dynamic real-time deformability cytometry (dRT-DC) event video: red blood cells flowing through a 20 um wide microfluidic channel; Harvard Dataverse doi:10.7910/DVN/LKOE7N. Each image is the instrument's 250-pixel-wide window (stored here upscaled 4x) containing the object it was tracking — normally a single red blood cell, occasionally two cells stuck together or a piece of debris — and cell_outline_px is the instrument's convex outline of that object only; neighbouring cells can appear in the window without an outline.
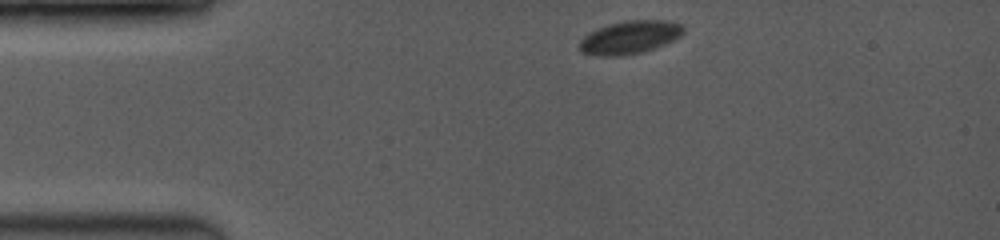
{"species": "common noctule bat (a hibernating species)", "species_latin": "Nyctalus noctula", "temperature_condition": "room temperature", "stored_images_in_passage": 12, "camera_frame_rate_fps": 3500, "um_per_image_px": 0.085, "animal": {"sex": "female", "body_mass_g": 19.0, "forearm_length_mm": 53.3}, "frame": {"image": 1, "passage_image": 1, "time_ms": 0.0, "image_size_px": [1000, 240], "cell_outline_px": [[684, 32], [676, 40], [656, 48], [640, 52], [616, 56], [600, 56], [580, 52], [580, 40], [584, 36], [600, 28], [612, 24], [632, 20], [660, 20], [680, 24], [684, 28]], "centroid_in_image_um": [53.57, 3.19], "position_along_channel_um": 31.4, "area_um2": 19.65}}
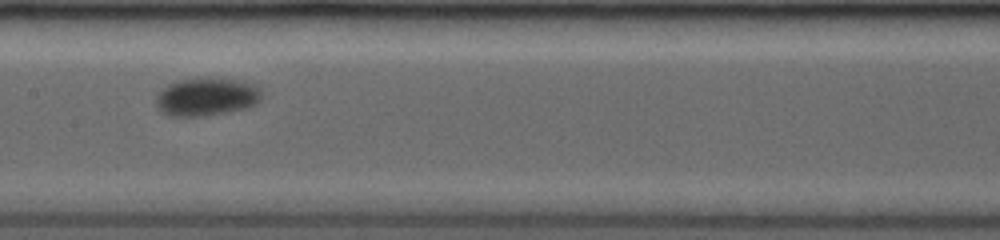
{"frame": {"image": 2, "passage_image": 9, "time_ms": 5.429, "image_size_px": [1000, 240], "cell_outline_px": [[264, 92], [260, 100], [256, 104], [248, 108], [228, 112], [200, 116], [172, 116], [160, 112], [156, 108], [156, 96], [168, 84], [176, 80], [196, 76], [240, 80], [260, 88]], "centroid_in_image_um": [17.55, 8.21], "position_along_channel_um": 189.8, "area_um2": 23.99}}
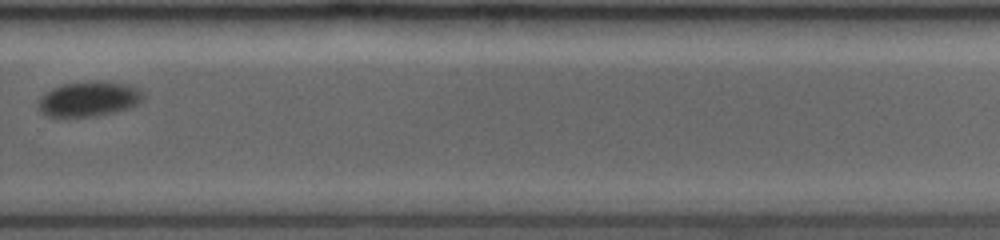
{"frame": {"image": 3, "passage_image": 12, "time_ms": 8.857, "image_size_px": [1000, 240], "cell_outline_px": [[144, 100], [132, 108], [96, 116], [44, 116], [40, 112], [36, 104], [52, 88], [64, 84], [88, 80], [92, 80], [124, 84], [136, 88], [144, 96]], "centroid_in_image_um": [7.56, 8.42], "position_along_channel_um": 322.2, "area_um2": 21.33}}